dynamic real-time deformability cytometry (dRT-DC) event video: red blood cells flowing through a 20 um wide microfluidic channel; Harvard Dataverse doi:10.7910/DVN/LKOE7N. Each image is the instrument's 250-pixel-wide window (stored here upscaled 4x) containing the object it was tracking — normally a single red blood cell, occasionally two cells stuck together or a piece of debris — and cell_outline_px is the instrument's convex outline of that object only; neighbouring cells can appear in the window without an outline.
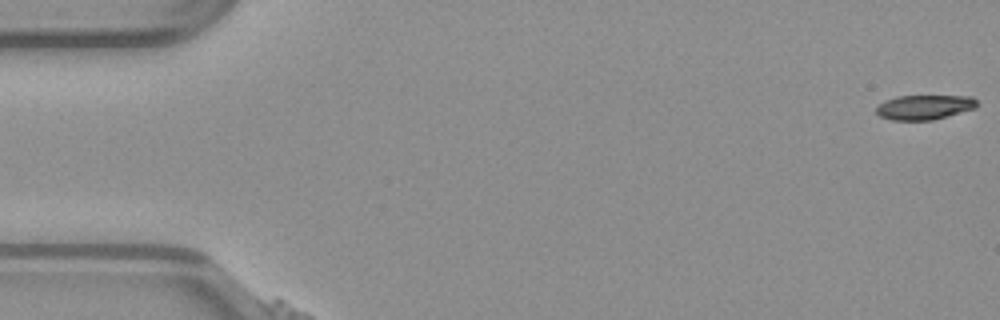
{"species": "common noctule bat (a hibernating species)", "species_latin": "Nyctalus noctula", "temperature_condition": "warm", "stored_images_in_passage": 52, "camera_frame_rate_fps": 3000, "um_per_image_px": 0.085, "animal": {"sex": "male", "body_mass_g": 23.1, "forearm_length_mm": 52.7}, "frame": {"image": 1, "passage_image": 1, "time_ms": 0.0, "image_size_px": [1000, 320], "cell_outline_px": [[980, 104], [976, 108], [932, 120], [892, 120], [880, 116], [876, 112], [876, 108], [884, 100], [896, 96], [972, 96]], "centroid_in_image_um": [78.59, 9.1], "position_along_channel_um": 6.4, "area_um2": 14.51}}